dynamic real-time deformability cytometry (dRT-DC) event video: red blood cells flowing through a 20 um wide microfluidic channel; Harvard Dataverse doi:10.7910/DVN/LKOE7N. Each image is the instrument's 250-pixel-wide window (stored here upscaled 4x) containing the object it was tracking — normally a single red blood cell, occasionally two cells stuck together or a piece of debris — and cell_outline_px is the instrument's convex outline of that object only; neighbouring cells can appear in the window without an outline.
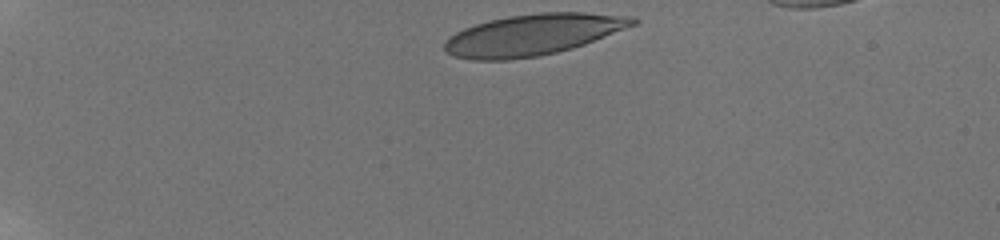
{"species": "human", "species_latin": "Homo sapiens", "temperature_condition": "room temperature", "stored_images_in_passage": 40, "camera_frame_rate_fps": 3000, "um_per_image_px": 0.085, "donor": {"sex": "male"}, "frame": {"image": 1, "passage_image": 1, "time_ms": 0.0, "image_size_px": [1000, 240], "cell_outline_px": [[640, 20], [636, 24], [584, 44], [572, 48], [540, 56], [508, 60], [472, 60], [456, 56], [448, 52], [444, 48], [444, 40], [448, 36], [464, 28], [488, 20], [508, 16], [540, 12], [584, 12], [632, 16]], "centroid_in_image_um": [45.29, 2.94], "position_along_channel_um": 39.7, "area_um2": 45.2}}
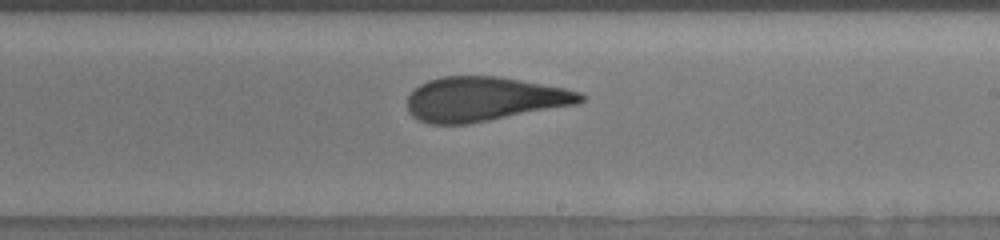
{"frame": {"image": 2, "passage_image": 24, "time_ms": 7.667, "image_size_px": [1000, 240], "cell_outline_px": [[588, 96], [580, 104], [468, 124], [428, 124], [412, 116], [408, 112], [408, 96], [420, 84], [428, 80], [440, 76], [500, 76], [564, 88], [580, 92]], "centroid_in_image_um": [41.17, 8.42], "position_along_channel_um": 247.8, "area_um2": 45.03}}
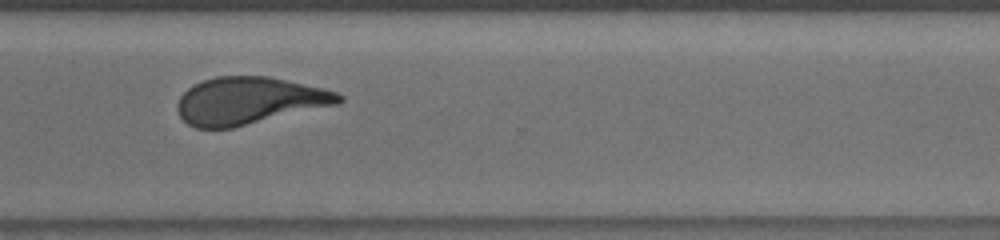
{"frame": {"image": 3, "passage_image": 32, "time_ms": 10.333, "image_size_px": [1000, 240], "cell_outline_px": [[344, 100], [336, 104], [232, 128], [196, 128], [188, 124], [180, 116], [176, 108], [176, 104], [180, 96], [192, 84], [216, 76], [268, 76], [324, 88], [336, 92], [344, 96]], "centroid_in_image_um": [21.14, 8.55], "position_along_channel_um": 349.5, "area_um2": 44.27}, "authors_computed_cell_mechanics": {"area_um2": 45.662, "velocity_mm_per_s": 3.8116, "shape_relaxation_time_tau1_ms": 8.315, "shape_relaxation_time_tau2_ms": 1.3531, "deformation_change_tau1": 0.2372, "deformation_change_tau2": 0.0904}}